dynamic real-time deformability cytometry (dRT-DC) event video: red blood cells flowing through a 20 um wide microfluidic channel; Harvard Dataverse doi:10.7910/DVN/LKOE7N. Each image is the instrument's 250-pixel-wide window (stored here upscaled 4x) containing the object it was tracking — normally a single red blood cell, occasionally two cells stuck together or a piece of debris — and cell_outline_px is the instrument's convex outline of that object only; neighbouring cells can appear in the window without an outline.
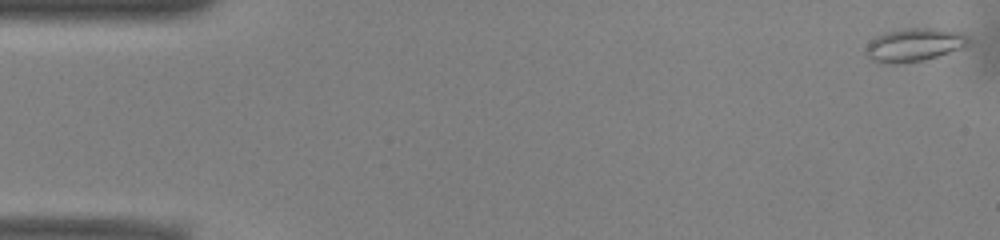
{"species": "common noctule bat (a hibernating species)", "species_latin": "Nyctalus noctula", "temperature_condition": "warm", "stored_images_in_passage": 52, "camera_frame_rate_fps": 3000, "um_per_image_px": 0.085, "animal": {"sex": "male", "body_mass_g": 13.0, "forearm_length_mm": 53.1}, "frame": {"image": 1, "passage_image": 1, "time_ms": 0.0, "image_size_px": [1000, 240], "cell_outline_px": [[968, 44], [960, 48], [924, 60], [896, 64], [888, 64], [872, 60], [864, 52], [864, 48], [876, 36], [884, 32], [904, 28], [936, 28], [960, 32], [968, 36]], "centroid_in_image_um": [77.66, 3.8], "position_along_channel_um": 7.3, "area_um2": 19.77}}
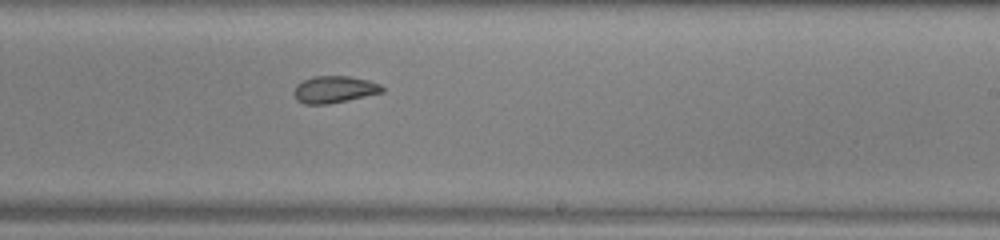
{"frame": {"image": 2, "passage_image": 31, "time_ms": 10.0, "image_size_px": [1000, 240], "cell_outline_px": [[384, 92], [348, 100], [328, 104], [304, 104], [296, 100], [292, 92], [296, 84], [312, 76], [348, 76], [368, 80], [380, 84], [384, 88]], "centroid_in_image_um": [28.38, 7.6], "position_along_channel_um": 260.6, "area_um2": 13.99}}
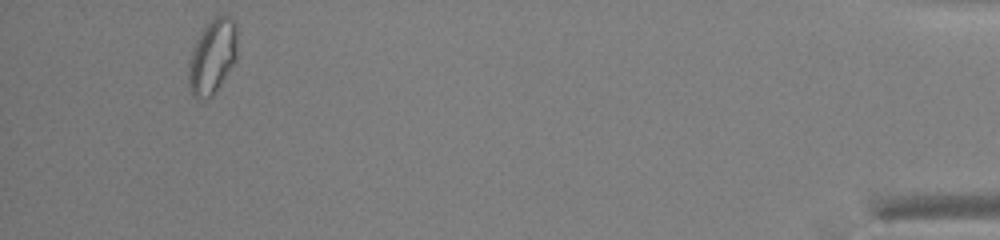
{"frame": {"image": 3, "passage_image": 49, "time_ms": 16.0, "image_size_px": [1000, 240], "cell_outline_px": [[236, 56], [232, 64], [212, 96], [204, 100], [196, 96], [192, 92], [188, 84], [188, 64], [196, 40], [200, 32], [216, 16], [224, 12], [236, 20]], "centroid_in_image_um": [18.05, 4.75], "position_along_channel_um": 417.1, "area_um2": 20.87}, "authors_computed_cell_mechanics": {"area_um2": 16.5019, "velocity_mm_per_s": 3.9168, "shape_relaxation_time_tau1_ms": null, "shape_relaxation_time_tau2_ms": 1.6627, "deformation_change_tau1": null, "deformation_change_tau2": 0.0648}}